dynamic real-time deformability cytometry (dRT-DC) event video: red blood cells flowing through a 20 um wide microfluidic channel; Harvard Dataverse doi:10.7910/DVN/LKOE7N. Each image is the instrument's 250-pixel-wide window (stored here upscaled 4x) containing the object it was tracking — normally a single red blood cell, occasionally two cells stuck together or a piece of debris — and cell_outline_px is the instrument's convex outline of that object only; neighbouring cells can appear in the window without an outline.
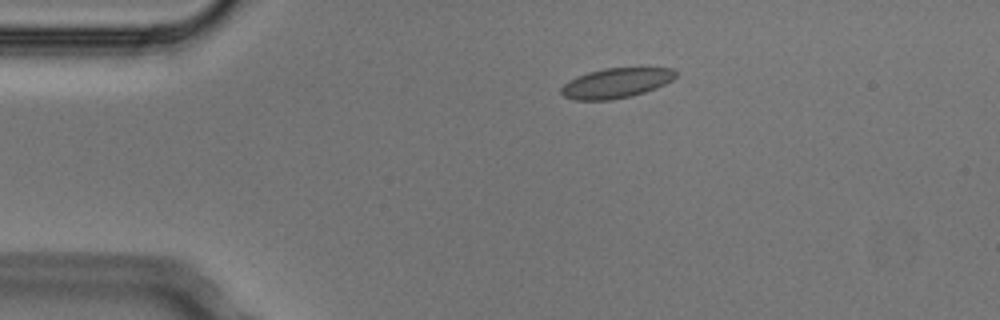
{"species": "Egyptian fruit bat (a non-hibernating species)", "species_latin": "Rousettus aegyptiacus", "temperature_condition": "cold", "stored_images_in_passage": 5, "camera_frame_rate_fps": 3000, "um_per_image_px": 0.085, "animal": {"sex": "male"}, "frame": {"image": 1, "passage_image": 2, "time_ms": 0.333, "image_size_px": [1000, 320], "cell_outline_px": [[676, 76], [672, 80], [656, 88], [632, 96], [612, 100], [572, 100], [564, 96], [560, 92], [560, 88], [568, 80], [588, 72], [604, 68], [672, 68], [676, 72]], "centroid_in_image_um": [52.33, 7.07], "position_along_channel_um": 32.7, "area_um2": 20.0}}
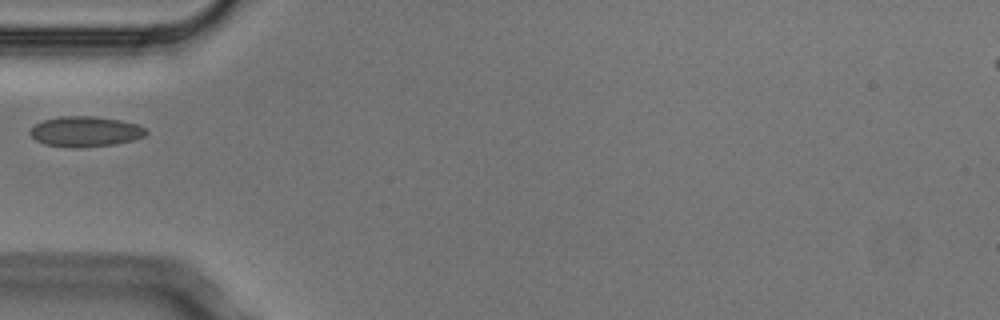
{"frame": {"image": 2, "passage_image": 4, "time_ms": 1.0, "image_size_px": [1000, 320], "cell_outline_px": [[148, 132], [144, 136], [132, 140], [116, 144], [44, 144], [36, 140], [28, 132], [36, 124], [44, 120], [60, 116], [92, 116], [120, 120], [136, 124], [148, 128]], "centroid_in_image_um": [7.3, 11.12], "position_along_channel_um": 77.7, "area_um2": 19.42}}
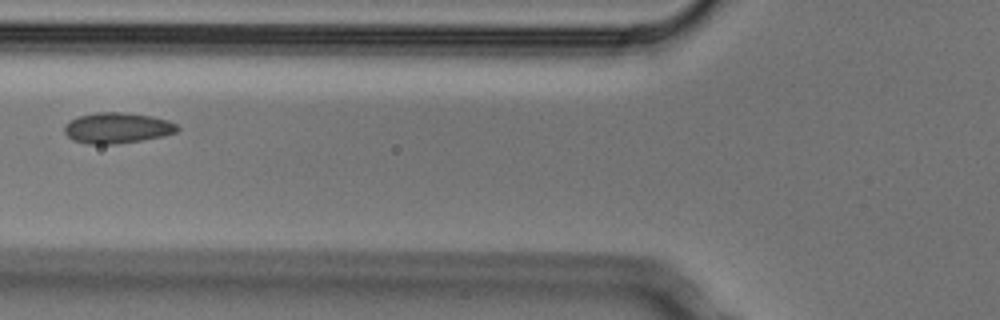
{"frame": {"image": 3, "passage_image": 5, "time_ms": 1.333, "image_size_px": [1000, 320], "cell_outline_px": [[180, 128], [176, 132], [164, 136], [144, 140], [116, 144], [88, 144], [72, 140], [64, 132], [64, 124], [80, 116], [96, 112], [120, 112], [152, 116], [168, 120], [176, 124]], "centroid_in_image_um": [9.97, 10.88], "position_along_channel_um": 115.8, "area_um2": 20.29}}